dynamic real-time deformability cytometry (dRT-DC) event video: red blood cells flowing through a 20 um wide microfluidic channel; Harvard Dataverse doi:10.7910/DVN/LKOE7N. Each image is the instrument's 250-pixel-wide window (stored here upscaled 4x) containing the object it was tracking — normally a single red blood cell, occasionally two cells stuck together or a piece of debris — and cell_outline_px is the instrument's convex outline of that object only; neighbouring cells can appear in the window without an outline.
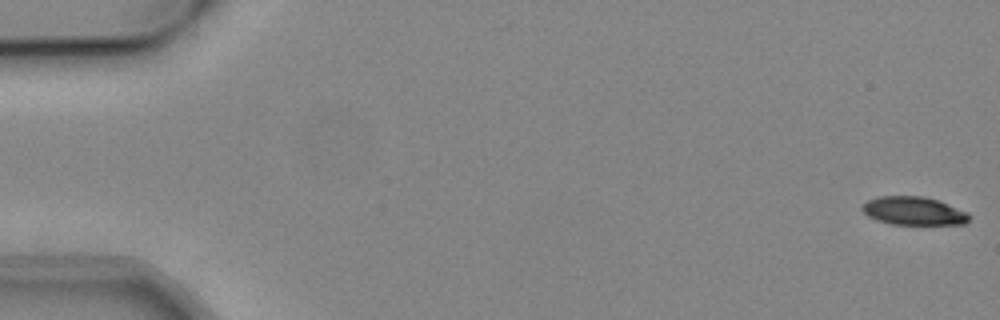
{"species": "common noctule bat (a hibernating species)", "species_latin": "Nyctalus noctula", "temperature_condition": "cold", "stored_images_in_passage": 54, "camera_frame_rate_fps": 3000, "um_per_image_px": 0.085, "animal": {"sex": "male", "body_mass_g": 19.2, "forearm_length_mm": 51.8}, "frame": {"image": 1, "passage_image": 1, "time_ms": 0.0, "image_size_px": [1000, 320], "cell_outline_px": [[968, 220], [964, 224], [892, 224], [876, 220], [868, 216], [860, 208], [868, 200], [880, 196], [924, 196], [936, 200], [968, 212]], "centroid_in_image_um": [77.62, 17.93], "position_along_channel_um": 7.4, "area_um2": 17.4}}
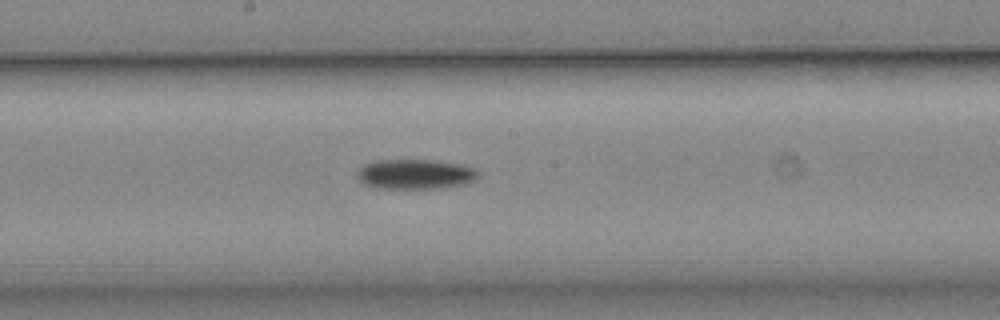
{"frame": {"image": 2, "passage_image": 29, "time_ms": 9.333, "image_size_px": [1000, 320], "cell_outline_px": [[480, 176], [476, 180], [468, 184], [440, 188], [376, 188], [364, 184], [360, 180], [356, 172], [364, 164], [376, 160], [432, 160], [456, 164], [472, 168]], "centroid_in_image_um": [35.28, 14.81], "position_along_channel_um": 212.9, "area_um2": 20.98}}
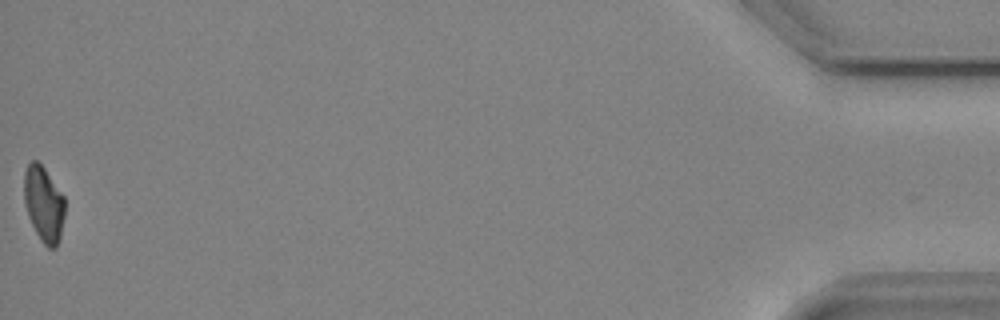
{"frame": {"image": 3, "passage_image": 54, "time_ms": 17.667, "image_size_px": [1000, 320], "cell_outline_px": [[64, 216], [60, 236], [56, 248], [48, 248], [40, 240], [28, 216], [24, 204], [24, 172], [28, 164], [32, 160], [36, 160], [44, 168], [64, 196]], "centroid_in_image_um": [3.7, 17.34], "position_along_channel_um": 431.5, "area_um2": 17.86}, "authors_computed_cell_mechanics": {"area_um2": 19.4208, "velocity_mm_per_s": 3.8349, "shape_relaxation_time_tau1_ms": 5.2276, "shape_relaxation_time_tau2_ms": null, "deformation_change_tau1": 0.1267, "deformation_change_tau2": null}}